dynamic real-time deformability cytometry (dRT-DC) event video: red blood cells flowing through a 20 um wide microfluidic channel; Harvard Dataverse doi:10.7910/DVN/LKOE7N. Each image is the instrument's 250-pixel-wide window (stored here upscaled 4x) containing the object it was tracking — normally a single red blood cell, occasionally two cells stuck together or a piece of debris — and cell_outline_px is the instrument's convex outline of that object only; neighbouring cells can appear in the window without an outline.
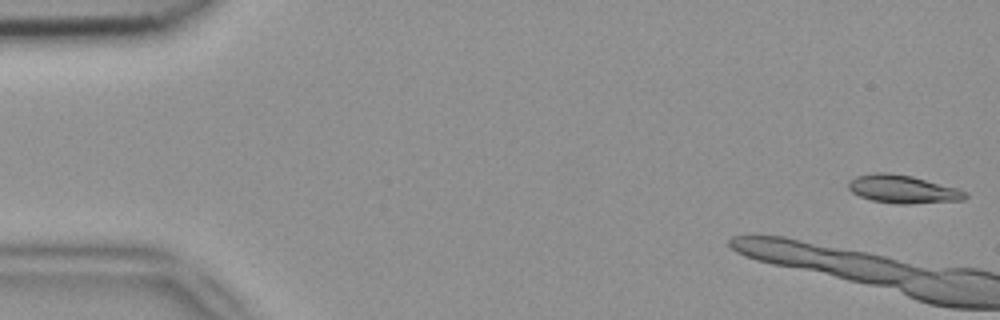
{"species": "common noctule bat (a hibernating species)", "species_latin": "Nyctalus noctula", "temperature_condition": "room temperature", "stored_images_in_passage": 9, "camera_frame_rate_fps": 3000, "um_per_image_px": 0.085, "animal": {"sex": "female", "body_mass_g": 18.4}, "frame": {"image": 1, "passage_image": 1, "time_ms": 0.0, "image_size_px": [1000, 320], "cell_outline_px": [[968, 196], [964, 200], [912, 204], [896, 204], [872, 200], [860, 196], [852, 192], [848, 188], [848, 180], [856, 176], [876, 172], [888, 172], [912, 176], [960, 188], [968, 192]], "centroid_in_image_um": [76.78, 16.08], "position_along_channel_um": 8.2, "area_um2": 19.48}}